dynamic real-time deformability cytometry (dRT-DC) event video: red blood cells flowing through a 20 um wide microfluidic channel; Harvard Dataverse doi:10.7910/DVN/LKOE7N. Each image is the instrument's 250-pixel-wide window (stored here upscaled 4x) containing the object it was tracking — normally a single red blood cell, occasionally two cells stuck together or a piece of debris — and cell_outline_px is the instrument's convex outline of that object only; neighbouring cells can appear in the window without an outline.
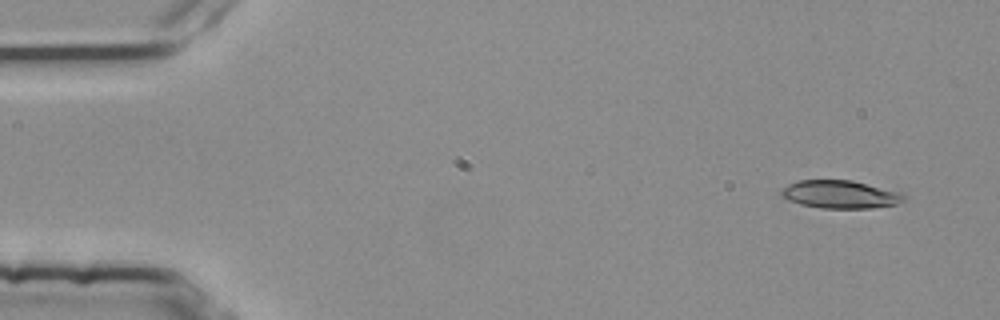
{"species": "common noctule bat (a hibernating species)", "species_latin": "Nyctalus noctula", "temperature_condition": "room temperature", "stored_images_in_passage": 3, "camera_frame_rate_fps": 3000, "um_per_image_px": 0.085, "animal": {"sex": "female", "body_mass_g": 25.1}, "frame": {"image": 1, "passage_image": 1, "time_ms": 0.0, "image_size_px": [1000, 320], "cell_outline_px": [[908, 196], [904, 200], [896, 204], [872, 208], [820, 208], [800, 204], [788, 200], [780, 196], [780, 192], [788, 184], [796, 180], [852, 180], [904, 192]], "centroid_in_image_um": [71.46, 16.52], "position_along_channel_um": 13.5, "area_um2": 20.29}}
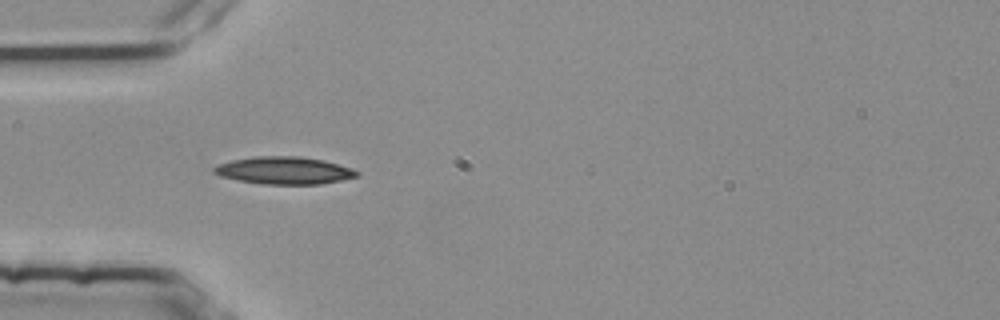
{"frame": {"image": 2, "passage_image": 3, "time_ms": 0.667, "image_size_px": [1000, 320], "cell_outline_px": [[360, 172], [356, 176], [340, 180], [320, 184], [264, 184], [236, 180], [220, 176], [212, 172], [212, 168], [216, 164], [232, 160], [256, 156], [300, 156], [324, 160], [352, 168]], "centroid_in_image_um": [24.11, 14.48], "position_along_channel_um": 60.9, "area_um2": 22.89}}